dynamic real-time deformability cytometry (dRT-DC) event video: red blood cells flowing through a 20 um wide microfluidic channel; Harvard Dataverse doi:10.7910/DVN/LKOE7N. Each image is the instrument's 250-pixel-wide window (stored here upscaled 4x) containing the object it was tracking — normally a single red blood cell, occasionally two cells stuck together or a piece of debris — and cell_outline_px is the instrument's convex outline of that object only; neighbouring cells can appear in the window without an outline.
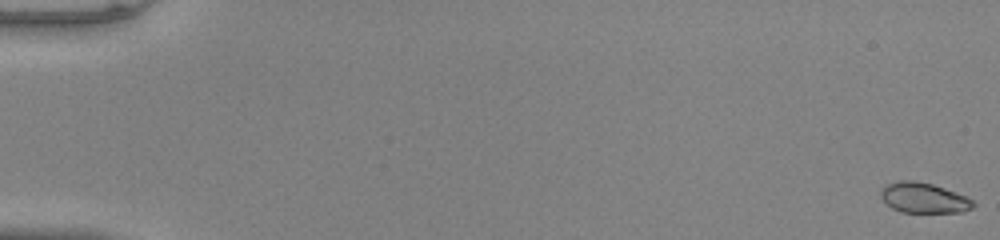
{"species": "common noctule bat (a hibernating species)", "species_latin": "Nyctalus noctula", "temperature_condition": "warm", "stored_images_in_passage": 52, "camera_frame_rate_fps": 3000, "um_per_image_px": 0.085, "animal": {"sex": "male", "body_mass_g": 20.0, "forearm_length_mm": 53.3}, "frame": {"image": 1, "passage_image": 1, "time_ms": 0.0, "image_size_px": [1000, 240], "cell_outline_px": [[976, 204], [972, 208], [964, 212], [900, 212], [892, 208], [880, 196], [880, 188], [888, 184], [900, 180], [912, 180], [932, 184], [956, 192], [972, 200]], "centroid_in_image_um": [78.51, 16.82], "position_along_channel_um": 6.5, "area_um2": 16.24}}
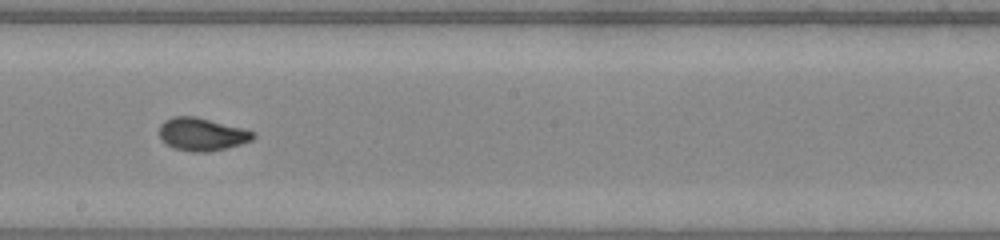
{"frame": {"image": 2, "passage_image": 31, "time_ms": 10.0, "image_size_px": [1000, 240], "cell_outline_px": [[256, 136], [252, 140], [240, 144], [208, 152], [192, 152], [172, 148], [160, 140], [160, 124], [164, 120], [172, 116], [196, 116], [256, 132]], "centroid_in_image_um": [17.13, 11.41], "position_along_channel_um": 231.1, "area_um2": 18.03}}
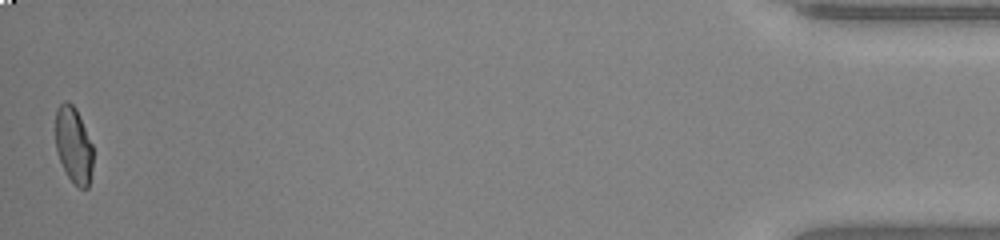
{"frame": {"image": 3, "passage_image": 52, "time_ms": 17.0, "image_size_px": [1000, 240], "cell_outline_px": [[92, 168], [88, 188], [80, 188], [68, 176], [60, 160], [56, 148], [56, 108], [64, 100], [68, 100], [76, 108], [92, 144]], "centroid_in_image_um": [6.25, 12.29], "position_along_channel_um": 428.9, "area_um2": 16.47}, "authors_computed_cell_mechanics": {"area_um2": 17.3111, "velocity_mm_per_s": 4.0712, "shape_relaxation_time_tau1_ms": 5.3421, "shape_relaxation_time_tau2_ms": null, "deformation_change_tau1": 0.1761, "deformation_change_tau2": null}}